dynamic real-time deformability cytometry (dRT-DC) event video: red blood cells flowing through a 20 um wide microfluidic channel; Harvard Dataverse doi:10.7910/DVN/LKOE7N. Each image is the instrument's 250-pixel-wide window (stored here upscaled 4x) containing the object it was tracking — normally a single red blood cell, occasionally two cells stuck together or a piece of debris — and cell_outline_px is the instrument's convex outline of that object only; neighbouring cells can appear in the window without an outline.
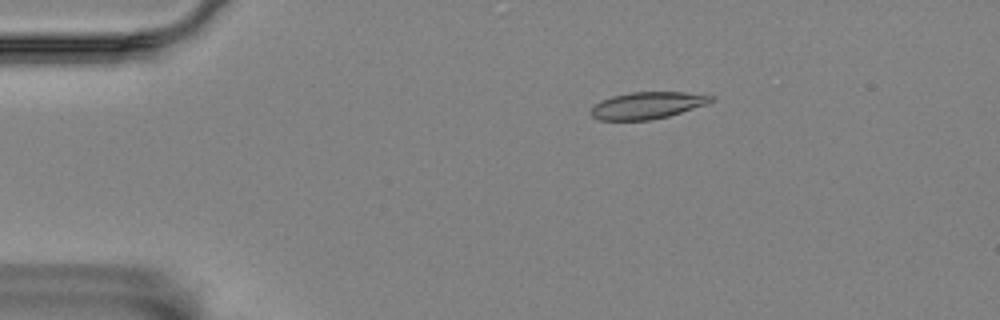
{"species": "Egyptian fruit bat (a non-hibernating species)", "species_latin": "Rousettus aegyptiacus", "temperature_condition": "room temperature", "stored_images_in_passage": 4, "camera_frame_rate_fps": 3000, "um_per_image_px": 0.085, "animal": {"sex": "female"}, "frame": {"image": 1, "passage_image": 3, "time_ms": 0.667, "image_size_px": [1000, 320], "cell_outline_px": [[716, 100], [708, 104], [668, 116], [652, 120], [600, 120], [592, 116], [588, 112], [600, 100], [612, 96], [632, 92], [684, 92], [716, 96]], "centroid_in_image_um": [55.05, 8.95], "position_along_channel_um": 30.0, "area_um2": 18.96}}